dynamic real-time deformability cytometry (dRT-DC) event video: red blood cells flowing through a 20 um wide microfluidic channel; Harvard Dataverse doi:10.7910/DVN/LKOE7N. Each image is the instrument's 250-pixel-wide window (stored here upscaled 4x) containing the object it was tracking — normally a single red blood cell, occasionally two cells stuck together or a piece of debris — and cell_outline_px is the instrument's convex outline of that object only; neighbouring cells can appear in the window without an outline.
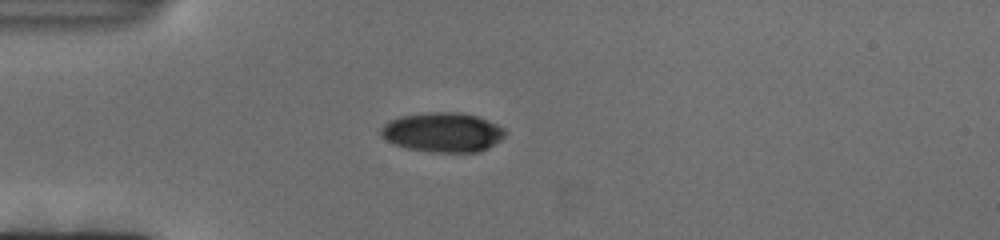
{"species": "human", "species_latin": "Homo sapiens", "temperature_condition": "cold", "stored_images_in_passage": 89, "camera_frame_rate_fps": 3000, "um_per_image_px": 0.085, "donor": {"sex": "female"}, "frame": {"image": 1, "passage_image": 1, "time_ms": 0.0, "image_size_px": [1000, 240], "cell_outline_px": [[508, 132], [500, 140], [488, 148], [480, 152], [432, 152], [404, 148], [392, 144], [380, 136], [380, 128], [388, 120], [400, 116], [432, 112], [460, 112], [476, 116], [488, 120], [504, 128]], "centroid_in_image_um": [37.6, 11.25], "position_along_channel_um": 47.4, "area_um2": 28.96}}
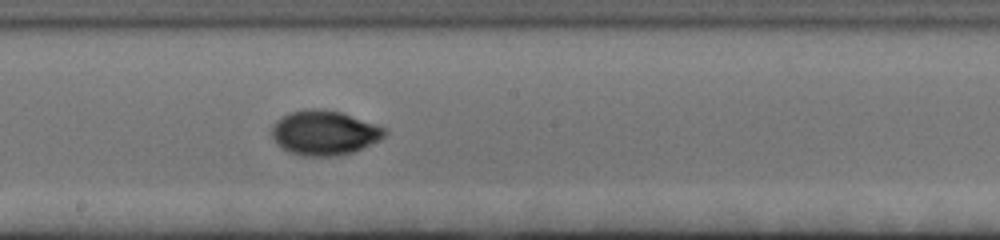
{"frame": {"image": 2, "passage_image": 37, "time_ms": 12.0, "image_size_px": [1000, 240], "cell_outline_px": [[388, 132], [380, 140], [352, 152], [336, 156], [304, 156], [288, 152], [276, 144], [272, 136], [272, 128], [276, 120], [288, 112], [304, 108], [320, 108], [340, 112], [388, 128]], "centroid_in_image_um": [27.55, 11.28], "position_along_channel_um": 220.6, "area_um2": 29.59}}
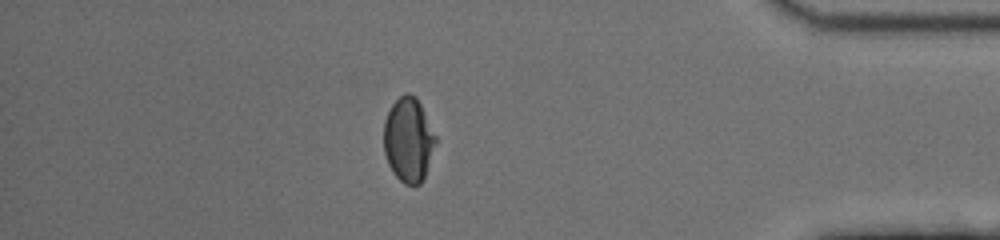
{"frame": {"image": 3, "passage_image": 77, "time_ms": 25.333, "image_size_px": [1000, 240], "cell_outline_px": [[436, 140], [424, 176], [420, 184], [404, 184], [392, 172], [388, 164], [384, 152], [384, 120], [392, 104], [404, 92], [408, 92], [416, 96], [436, 136]], "centroid_in_image_um": [34.69, 11.86], "position_along_channel_um": 400.5, "area_um2": 25.2}}